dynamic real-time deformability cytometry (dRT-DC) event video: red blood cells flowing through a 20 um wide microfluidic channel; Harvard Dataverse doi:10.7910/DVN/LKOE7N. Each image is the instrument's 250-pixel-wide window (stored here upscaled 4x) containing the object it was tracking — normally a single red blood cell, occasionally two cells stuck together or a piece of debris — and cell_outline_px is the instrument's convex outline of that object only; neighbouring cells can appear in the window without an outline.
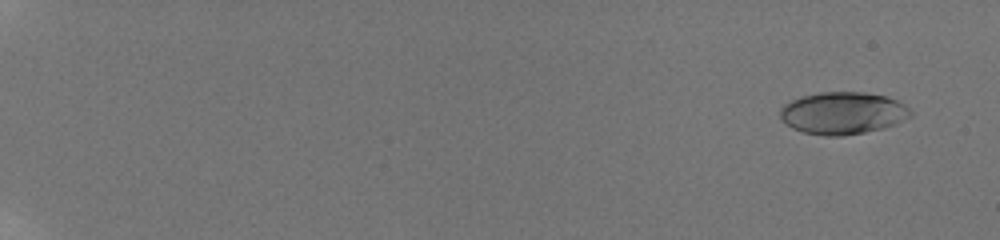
{"species": "human", "species_latin": "Homo sapiens", "temperature_condition": "room temperature", "stored_images_in_passage": 25, "camera_frame_rate_fps": 3000, "um_per_image_px": 0.085, "donor": {"sex": "male"}, "frame": {"image": 1, "passage_image": 4, "time_ms": 1.0, "image_size_px": [1000, 240], "cell_outline_px": [[912, 116], [884, 128], [844, 136], [824, 136], [804, 132], [792, 128], [780, 116], [780, 108], [784, 104], [800, 96], [820, 92], [864, 92], [884, 96], [896, 100], [904, 104], [912, 112]], "centroid_in_image_um": [71.63, 9.61], "position_along_channel_um": 13.4, "area_um2": 32.02}}
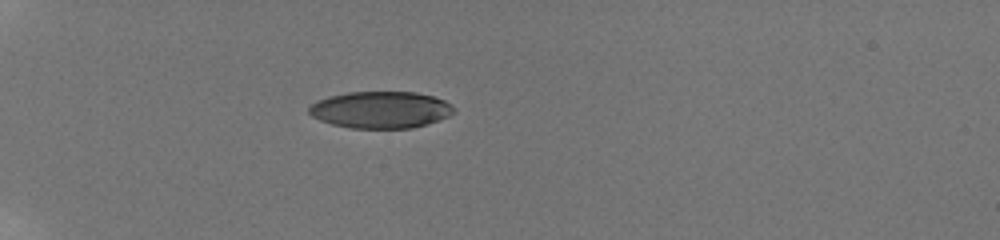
{"frame": {"image": 2, "passage_image": 22, "time_ms": 6.667, "image_size_px": [1000, 240], "cell_outline_px": [[456, 112], [448, 116], [428, 124], [412, 128], [352, 128], [332, 124], [320, 120], [312, 116], [308, 112], [308, 108], [316, 100], [328, 96], [348, 92], [416, 92], [432, 96], [444, 100], [452, 104], [456, 108]], "centroid_in_image_um": [32.37, 9.33], "position_along_channel_um": 52.6, "area_um2": 31.27}}